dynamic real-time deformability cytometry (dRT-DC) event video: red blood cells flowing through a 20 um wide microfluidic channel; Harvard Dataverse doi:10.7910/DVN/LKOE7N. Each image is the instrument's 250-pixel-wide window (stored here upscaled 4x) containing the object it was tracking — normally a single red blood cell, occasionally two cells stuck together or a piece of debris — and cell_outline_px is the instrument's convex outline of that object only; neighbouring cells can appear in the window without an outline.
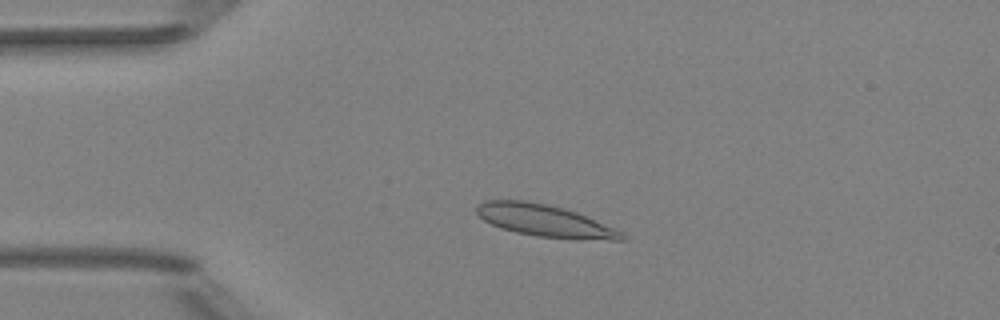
{"species": "Egyptian fruit bat (a non-hibernating species)", "species_latin": "Rousettus aegyptiacus", "temperature_condition": "room temperature", "stored_images_in_passage": 49, "camera_frame_rate_fps": 3000, "um_per_image_px": 0.085, "animal": {"sex": "female"}, "frame": {"image": 1, "passage_image": 10, "time_ms": 3.0, "image_size_px": [1000, 320], "cell_outline_px": [[628, 240], [576, 240], [536, 236], [516, 232], [500, 228], [484, 220], [476, 212], [476, 204], [484, 200], [524, 200], [548, 204], [564, 208], [576, 212], [624, 232]], "centroid_in_image_um": [46.33, 18.77], "position_along_channel_um": 38.7, "area_um2": 27.4}}
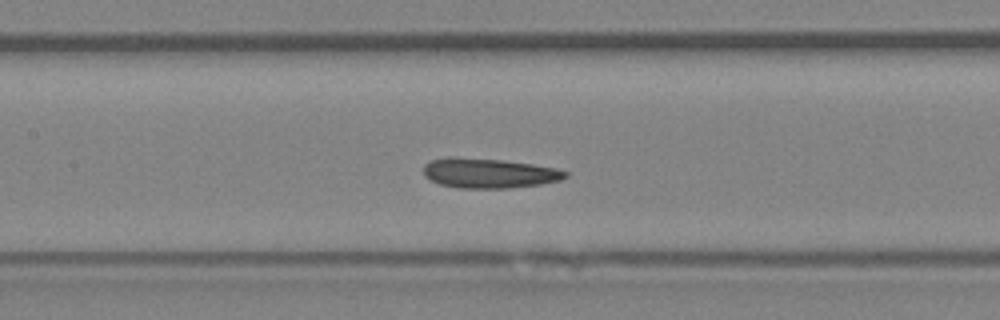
{"frame": {"image": 2, "passage_image": 22, "time_ms": 7.0, "image_size_px": [1000, 320], "cell_outline_px": [[568, 176], [560, 180], [540, 184], [508, 188], [460, 188], [440, 184], [424, 176], [424, 164], [428, 160], [448, 156], [452, 156], [504, 160], [532, 164], [556, 168], [568, 172]], "centroid_in_image_um": [41.53, 14.7], "position_along_channel_um": 165.9, "area_um2": 24.8}}
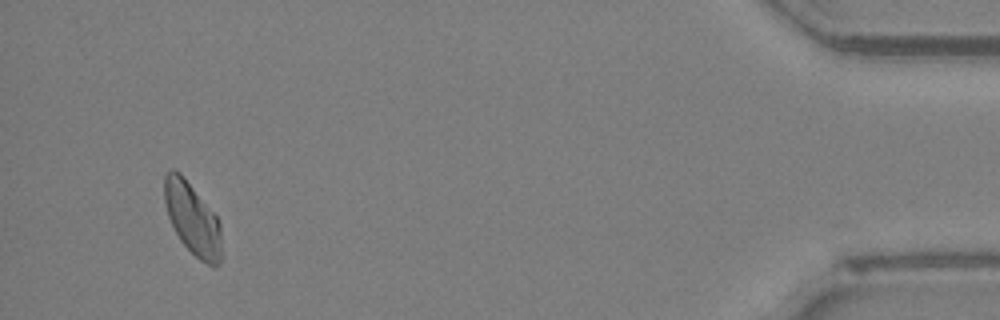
{"frame": {"image": 3, "passage_image": 47, "time_ms": 15.333, "image_size_px": [1000, 320], "cell_outline_px": [[220, 260], [216, 268], [200, 260], [180, 240], [168, 216], [164, 200], [164, 176], [172, 168], [180, 172], [216, 216], [220, 224]], "centroid_in_image_um": [16.33, 18.58], "position_along_channel_um": 418.9, "area_um2": 23.47}, "authors_computed_cell_mechanics": {"area_um2": 24.7962, "velocity_mm_per_s": 3.949, "shape_relaxation_time_tau1_ms": null, "shape_relaxation_time_tau2_ms": 4.5525, "deformation_change_tau1": null, "deformation_change_tau2": 0.0738}}